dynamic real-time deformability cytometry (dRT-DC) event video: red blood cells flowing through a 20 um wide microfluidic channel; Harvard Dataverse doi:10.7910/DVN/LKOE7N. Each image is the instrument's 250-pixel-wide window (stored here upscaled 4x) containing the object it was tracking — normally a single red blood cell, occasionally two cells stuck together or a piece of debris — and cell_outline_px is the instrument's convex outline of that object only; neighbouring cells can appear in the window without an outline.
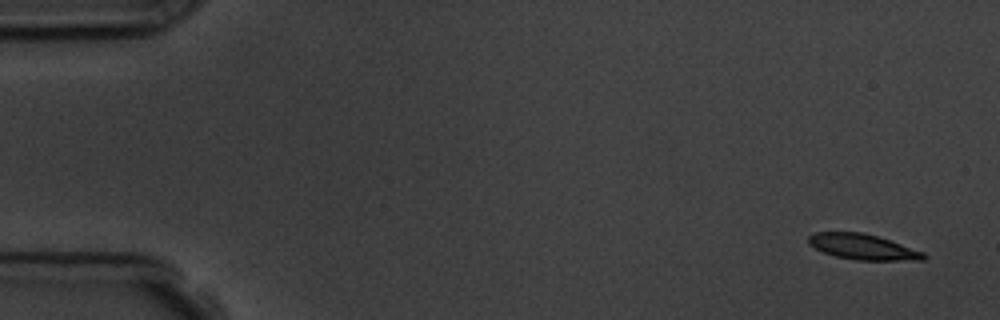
{"species": "common noctule bat (a hibernating species)", "species_latin": "Nyctalus noctula", "temperature_condition": "room temperature", "stored_images_in_passage": 5, "camera_frame_rate_fps": 3000, "um_per_image_px": 0.085, "animal": {"sex": "male", "body_mass_g": 19.5, "forearm_length_mm": 54.6}, "frame": {"image": 1, "passage_image": 1, "time_ms": 0.0, "image_size_px": [1000, 320], "cell_outline_px": [[928, 256], [924, 260], [856, 260], [836, 256], [824, 252], [808, 244], [808, 236], [812, 232], [864, 232], [924, 252]], "centroid_in_image_um": [73.32, 20.98], "position_along_channel_um": 11.7, "area_um2": 16.99}}
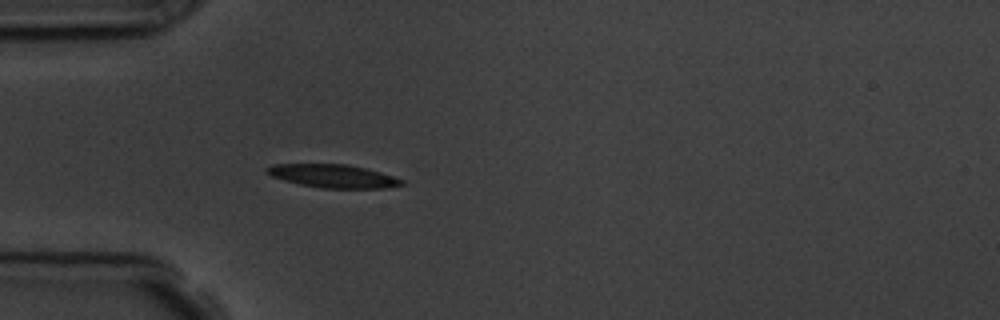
{"frame": {"image": 2, "passage_image": 5, "time_ms": 4.667, "image_size_px": [1000, 320], "cell_outline_px": [[408, 184], [384, 188], [320, 188], [300, 184], [284, 180], [272, 176], [264, 172], [264, 168], [272, 164], [348, 164], [380, 172], [408, 180]], "centroid_in_image_um": [28.36, 14.96], "position_along_channel_um": 56.6, "area_um2": 18.5}}